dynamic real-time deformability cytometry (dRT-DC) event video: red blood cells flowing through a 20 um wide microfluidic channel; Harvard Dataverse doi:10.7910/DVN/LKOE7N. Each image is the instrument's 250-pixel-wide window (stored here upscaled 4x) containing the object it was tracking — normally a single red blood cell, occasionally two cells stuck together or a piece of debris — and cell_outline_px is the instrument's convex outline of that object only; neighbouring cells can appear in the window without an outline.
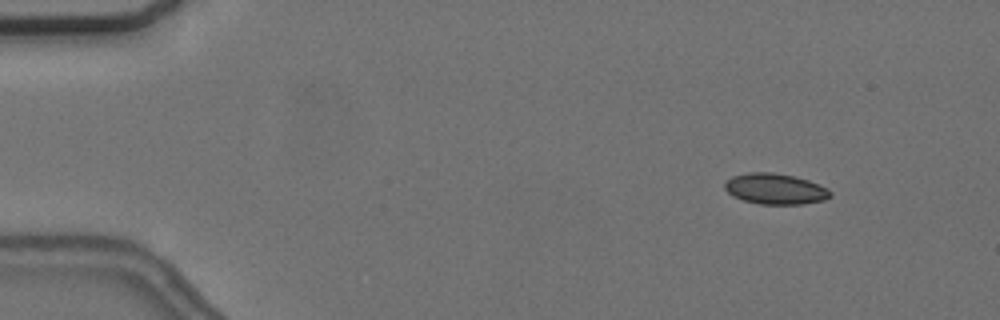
{"species": "common noctule bat (a hibernating species)", "species_latin": "Nyctalus noctula", "temperature_condition": "cold", "stored_images_in_passage": 5, "camera_frame_rate_fps": 3000, "um_per_image_px": 0.085, "animal": {"sex": "female", "body_mass_g": 24.6, "forearm_length_mm": 56.2}, "frame": {"image": 1, "passage_image": 2, "time_ms": 1.0, "image_size_px": [1000, 320], "cell_outline_px": [[832, 196], [824, 200], [804, 204], [760, 204], [744, 200], [732, 196], [724, 188], [724, 184], [732, 176], [752, 172], [772, 172], [792, 176], [808, 180], [828, 188], [832, 192]], "centroid_in_image_um": [65.92, 16.06], "position_along_channel_um": 19.1, "area_um2": 18.9}}
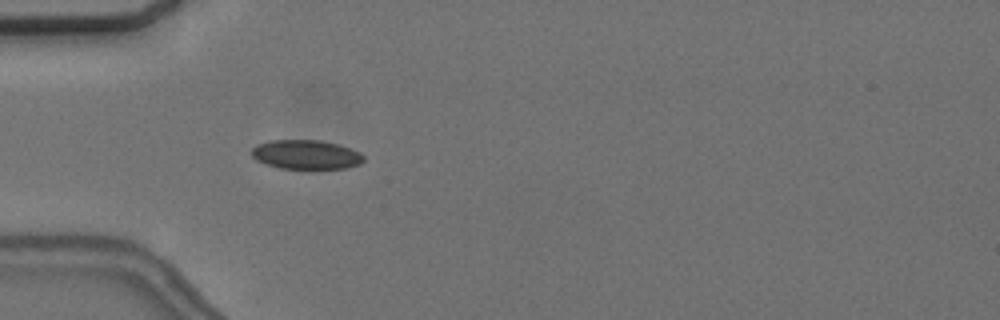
{"frame": {"image": 2, "passage_image": 5, "time_ms": 4.667, "image_size_px": [1000, 320], "cell_outline_px": [[364, 160], [360, 164], [344, 168], [280, 168], [256, 160], [252, 156], [252, 148], [256, 144], [272, 140], [320, 140], [336, 144], [360, 152], [364, 156]], "centroid_in_image_um": [26.0, 13.13], "position_along_channel_um": 59.0, "area_um2": 18.84}}